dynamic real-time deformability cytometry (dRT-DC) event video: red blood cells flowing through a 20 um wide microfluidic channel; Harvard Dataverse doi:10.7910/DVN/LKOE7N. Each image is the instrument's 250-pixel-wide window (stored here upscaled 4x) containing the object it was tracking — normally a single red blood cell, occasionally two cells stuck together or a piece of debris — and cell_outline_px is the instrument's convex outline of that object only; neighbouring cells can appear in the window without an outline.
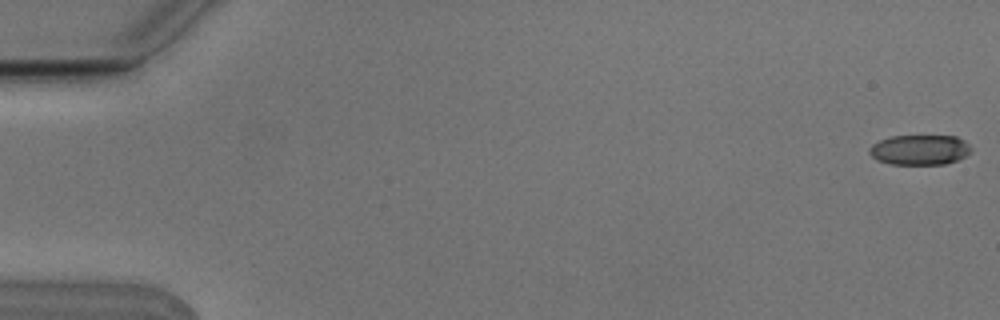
{"species": "Egyptian fruit bat (a non-hibernating species)", "species_latin": "Rousettus aegyptiacus", "temperature_condition": "cold", "stored_images_in_passage": 9, "camera_frame_rate_fps": 3000, "um_per_image_px": 0.085, "animal": {"sex": "male"}, "frame": {"image": 1, "passage_image": 1, "time_ms": 0.0, "image_size_px": [1000, 320], "cell_outline_px": [[972, 152], [956, 160], [944, 164], [888, 164], [876, 160], [868, 152], [868, 148], [872, 144], [880, 140], [892, 136], [956, 136], [964, 140], [972, 148]], "centroid_in_image_um": [78.16, 12.73], "position_along_channel_um": 6.8, "area_um2": 17.92}}
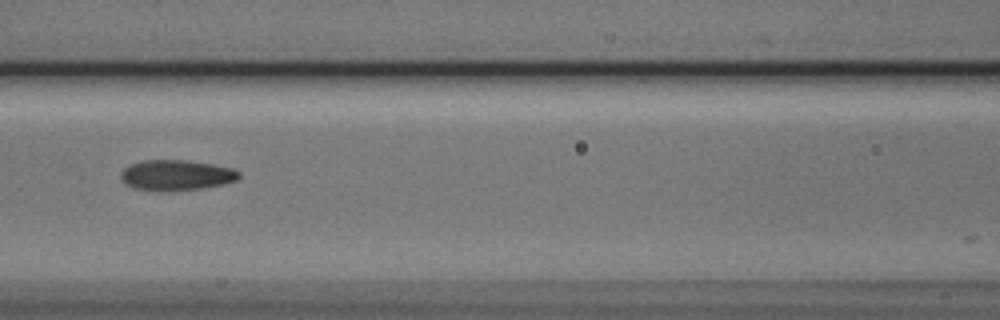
{"frame": {"image": 2, "passage_image": 7, "time_ms": 2.0, "image_size_px": [1000, 320], "cell_outline_px": [[240, 176], [236, 180], [224, 184], [204, 188], [168, 192], [160, 192], [136, 188], [124, 184], [120, 176], [120, 172], [124, 168], [132, 164], [144, 160], [184, 160], [212, 164], [232, 168], [240, 172]], "centroid_in_image_um": [14.97, 14.91], "position_along_channel_um": 151.6, "area_um2": 21.21}}
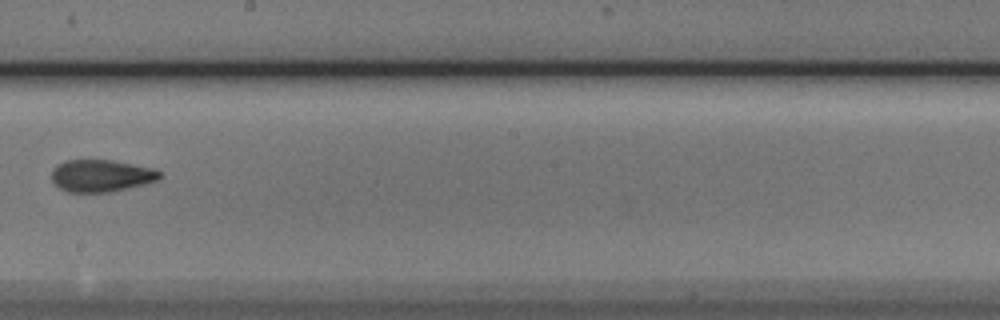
{"frame": {"image": 3, "passage_image": 9, "time_ms": 2.667, "image_size_px": [1000, 320], "cell_outline_px": [[160, 180], [144, 184], [108, 192], [68, 192], [60, 188], [52, 180], [52, 168], [56, 164], [64, 160], [112, 160], [156, 168], [160, 172]], "centroid_in_image_um": [8.6, 14.92], "position_along_channel_um": 239.6, "area_um2": 20.35}}